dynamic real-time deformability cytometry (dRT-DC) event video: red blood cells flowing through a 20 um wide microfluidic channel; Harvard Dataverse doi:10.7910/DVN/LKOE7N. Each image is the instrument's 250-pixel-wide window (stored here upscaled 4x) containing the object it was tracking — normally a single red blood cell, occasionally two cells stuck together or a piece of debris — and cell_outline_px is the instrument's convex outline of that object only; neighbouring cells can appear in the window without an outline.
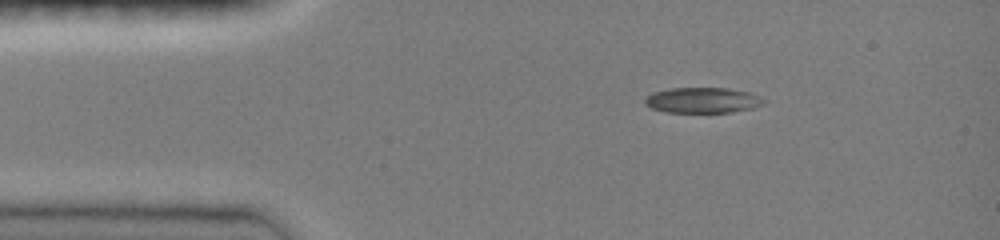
{"species": "common noctule bat (a hibernating species)", "species_latin": "Nyctalus noctula", "temperature_condition": "room temperature", "stored_images_in_passage": 37, "camera_frame_rate_fps": 3000, "um_per_image_px": 0.085, "animal": {"sex": "female", "body_mass_g": 19.0, "forearm_length_mm": 51.5}, "frame": {"image": 1, "passage_image": 1, "time_ms": 0.0, "image_size_px": [1000, 240], "cell_outline_px": [[768, 100], [764, 104], [752, 108], [732, 112], [664, 112], [652, 108], [644, 104], [644, 100], [652, 92], [668, 88], [728, 88], [748, 92]], "centroid_in_image_um": [59.72, 8.52], "position_along_channel_um": 25.3, "area_um2": 17.74}}
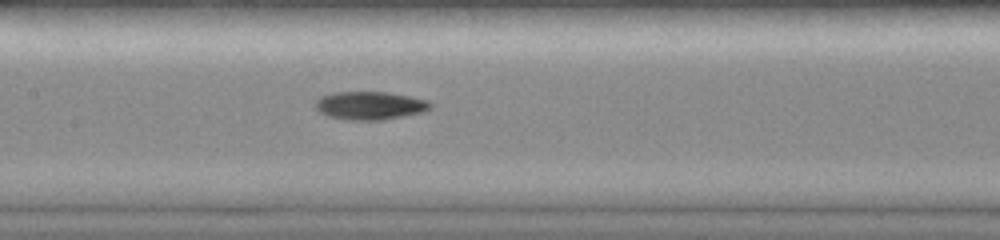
{"frame": {"image": 2, "passage_image": 18, "time_ms": 5.0, "image_size_px": [1000, 240], "cell_outline_px": [[432, 108], [424, 112], [384, 120], [344, 120], [328, 116], [320, 112], [316, 108], [316, 100], [320, 96], [332, 92], [388, 92], [428, 100], [432, 104]], "centroid_in_image_um": [31.45, 8.98], "position_along_channel_um": 175.9, "area_um2": 19.07}}
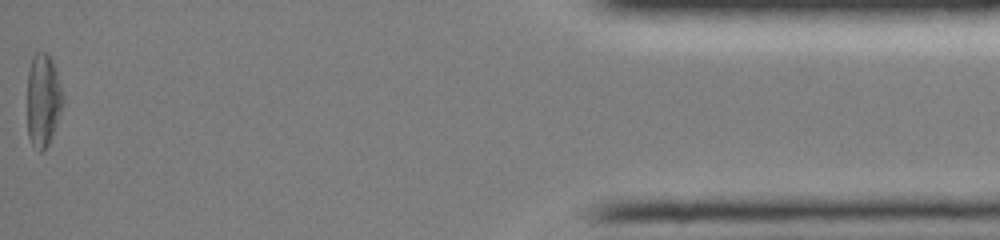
{"frame": {"image": 3, "passage_image": 37, "time_ms": 13.333, "image_size_px": [1000, 240], "cell_outline_px": [[64, 104], [52, 136], [48, 144], [40, 152], [32, 144], [28, 136], [28, 68], [32, 56], [36, 52], [48, 52], [52, 60], [64, 96]], "centroid_in_image_um": [3.67, 8.48], "position_along_channel_um": 431.5, "area_um2": 19.36}, "authors_computed_cell_mechanics": {"area_um2": 18.7272, "velocity_mm_per_s": 4.0178, "shape_relaxation_time_tau1_ms": 10.6746, "shape_relaxation_time_tau2_ms": null, "deformation_change_tau1": 0.2705, "deformation_change_tau2": null}}